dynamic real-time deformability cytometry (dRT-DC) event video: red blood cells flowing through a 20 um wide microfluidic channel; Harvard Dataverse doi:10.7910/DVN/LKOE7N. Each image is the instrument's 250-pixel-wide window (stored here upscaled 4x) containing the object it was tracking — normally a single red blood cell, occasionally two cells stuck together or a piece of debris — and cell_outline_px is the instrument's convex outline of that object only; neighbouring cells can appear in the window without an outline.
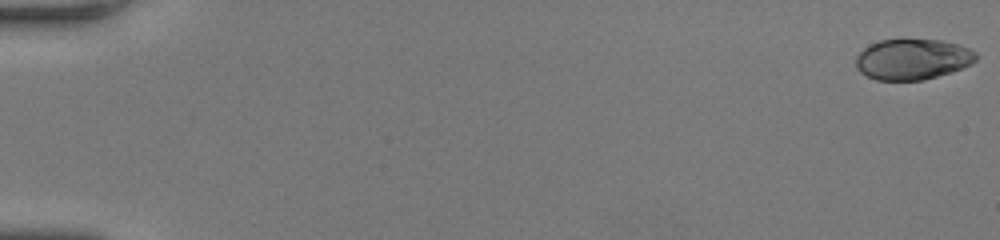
{"species": "human", "species_latin": "Homo sapiens", "temperature_condition": "room temperature", "stored_images_in_passage": 55, "camera_frame_rate_fps": 3000, "um_per_image_px": 0.085, "donor": {"sex": "female"}, "frame": {"image": 1, "passage_image": 1, "time_ms": 0.0, "image_size_px": [1000, 240], "cell_outline_px": [[976, 60], [972, 64], [924, 80], [876, 80], [860, 72], [856, 68], [856, 56], [864, 48], [880, 40], [940, 40], [956, 44], [968, 48], [976, 52]], "centroid_in_image_um": [77.54, 5.04], "position_along_channel_um": 7.5, "area_um2": 28.15}}
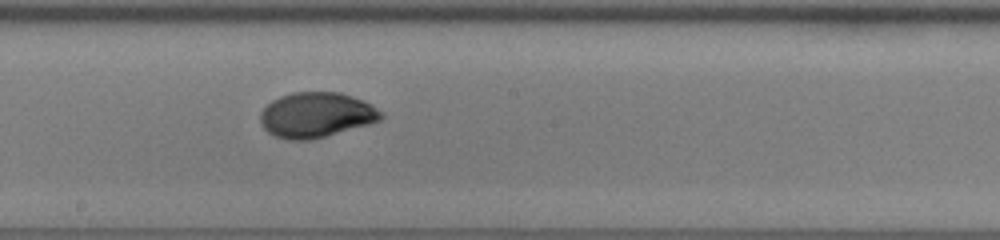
{"frame": {"image": 2, "passage_image": 32, "time_ms": 10.333, "image_size_px": [1000, 240], "cell_outline_px": [[384, 116], [380, 120], [368, 124], [324, 136], [308, 140], [288, 140], [276, 136], [268, 132], [264, 128], [260, 120], [260, 112], [272, 100], [280, 96], [292, 92], [340, 92], [352, 96], [372, 104], [384, 112]], "centroid_in_image_um": [26.89, 9.75], "position_along_channel_um": 221.3, "area_um2": 31.67}}
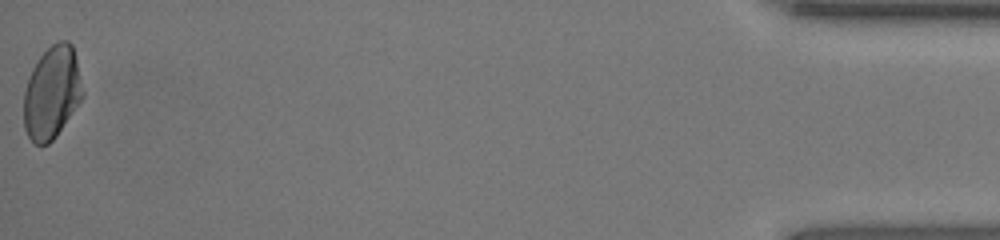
{"frame": {"image": 3, "passage_image": 55, "time_ms": 18.0, "image_size_px": [1000, 240], "cell_outline_px": [[84, 96], [56, 136], [48, 144], [36, 144], [28, 136], [24, 128], [24, 92], [32, 68], [40, 56], [52, 44], [60, 40], [68, 40], [72, 44], [84, 92]], "centroid_in_image_um": [4.41, 7.87], "position_along_channel_um": 430.8, "area_um2": 31.56}, "authors_computed_cell_mechanics": {"area_um2": 31.0386, "velocity_mm_per_s": 3.8995, "shape_relaxation_time_tau1_ms": 4.4201, "shape_relaxation_time_tau2_ms": 0.7853, "deformation_change_tau1": 0.1925, "deformation_change_tau2": 0.0281}}